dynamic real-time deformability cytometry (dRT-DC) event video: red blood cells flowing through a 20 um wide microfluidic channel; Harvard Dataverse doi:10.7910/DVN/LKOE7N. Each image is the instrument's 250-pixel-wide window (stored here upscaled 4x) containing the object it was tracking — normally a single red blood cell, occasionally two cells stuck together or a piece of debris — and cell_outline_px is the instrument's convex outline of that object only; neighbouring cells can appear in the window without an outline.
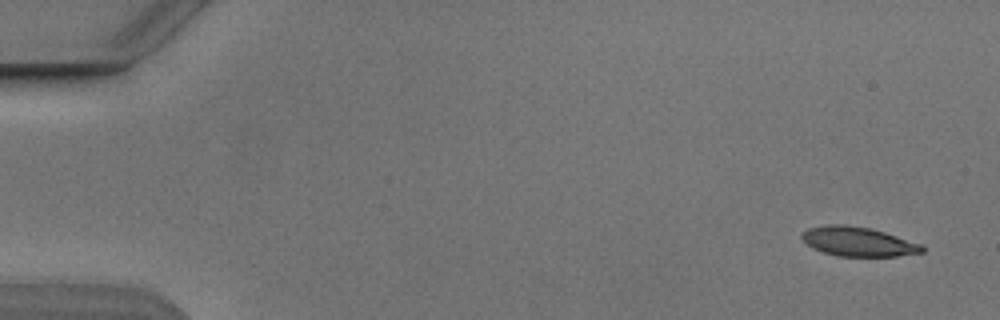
{"species": "Egyptian fruit bat (a non-hibernating species)", "species_latin": "Rousettus aegyptiacus", "temperature_condition": "cold", "stored_images_in_passage": 5, "camera_frame_rate_fps": 3000, "um_per_image_px": 0.085, "animal": {"sex": "male"}, "frame": {"image": 1, "passage_image": 1, "time_ms": 0.0, "image_size_px": [1000, 320], "cell_outline_px": [[924, 252], [896, 256], [836, 256], [820, 252], [812, 248], [800, 236], [808, 228], [828, 224], [844, 224], [868, 228], [884, 232], [924, 244]], "centroid_in_image_um": [72.95, 20.54], "position_along_channel_um": 12.1, "area_um2": 20.63}}
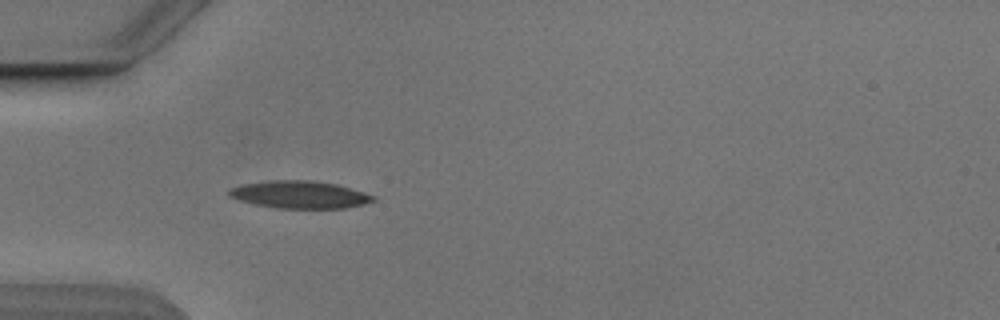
{"frame": {"image": 2, "passage_image": 4, "time_ms": 4.667, "image_size_px": [1000, 320], "cell_outline_px": [[376, 200], [364, 204], [344, 208], [276, 208], [256, 204], [240, 200], [228, 196], [228, 188], [244, 184], [268, 180], [312, 180], [336, 184], [364, 192], [376, 196]], "centroid_in_image_um": [25.48, 16.53], "position_along_channel_um": 59.5, "area_um2": 23.06}}
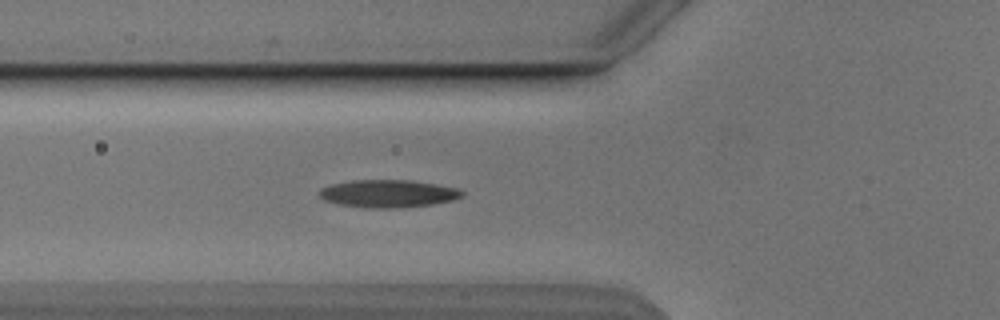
{"frame": {"image": 3, "passage_image": 5, "time_ms": 5.667, "image_size_px": [1000, 320], "cell_outline_px": [[464, 196], [456, 200], [432, 204], [400, 208], [368, 208], [336, 204], [324, 200], [320, 196], [320, 188], [328, 184], [348, 180], [412, 180], [460, 188], [464, 192]], "centroid_in_image_um": [33.01, 16.45], "position_along_channel_um": 92.8, "area_um2": 23.47}}